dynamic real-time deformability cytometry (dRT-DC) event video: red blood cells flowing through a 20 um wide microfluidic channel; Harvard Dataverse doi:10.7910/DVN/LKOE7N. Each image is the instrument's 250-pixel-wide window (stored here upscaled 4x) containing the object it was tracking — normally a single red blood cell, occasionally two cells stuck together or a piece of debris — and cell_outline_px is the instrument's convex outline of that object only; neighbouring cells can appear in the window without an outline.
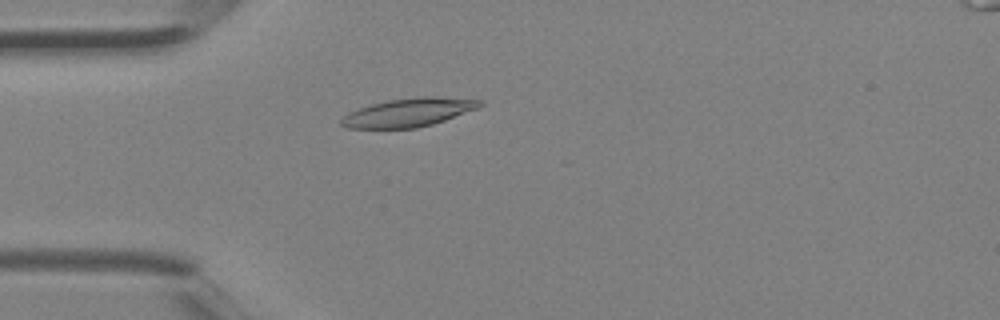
{"species": "Egyptian fruit bat (a non-hibernating species)", "species_latin": "Rousettus aegyptiacus", "temperature_condition": "room temperature", "stored_images_in_passage": 4, "camera_frame_rate_fps": 3000, "um_per_image_px": 0.085, "animal": {"sex": "female"}, "frame": {"image": 1, "passage_image": 4, "time_ms": 1.0, "image_size_px": [1000, 320], "cell_outline_px": [[484, 104], [476, 108], [444, 120], [432, 124], [416, 128], [348, 128], [340, 124], [340, 120], [348, 112], [372, 104], [388, 100], [424, 96], [432, 96], [484, 100]], "centroid_in_image_um": [34.72, 9.55], "position_along_channel_um": 50.3, "area_um2": 22.72}}